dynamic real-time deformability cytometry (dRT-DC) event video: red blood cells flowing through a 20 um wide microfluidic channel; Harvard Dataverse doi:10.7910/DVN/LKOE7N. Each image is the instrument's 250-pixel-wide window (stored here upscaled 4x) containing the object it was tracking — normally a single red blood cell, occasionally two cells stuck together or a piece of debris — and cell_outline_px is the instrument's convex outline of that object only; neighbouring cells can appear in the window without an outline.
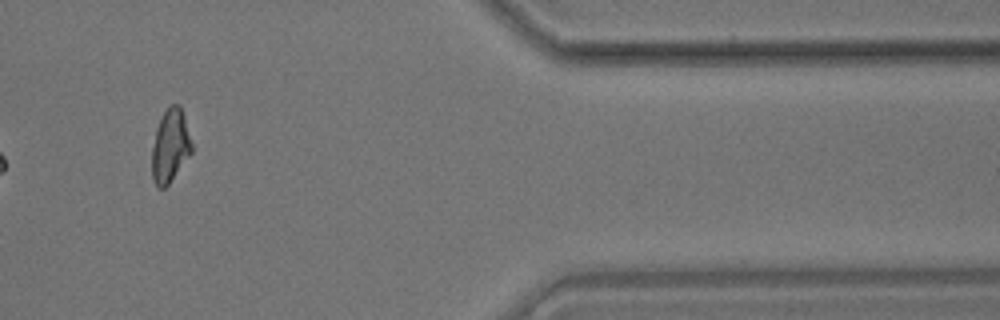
{"species": "common noctule bat (a hibernating species)", "species_latin": "Nyctalus noctula", "temperature_condition": "room temperature", "stored_images_in_passage": 16, "camera_frame_rate_fps": 3000, "um_per_image_px": 0.085, "animal": {"sex": "male", "body_mass_g": 17.9}, "frame": {"image": 1, "passage_image": 14, "time_ms": 4.333, "image_size_px": [1000, 320], "cell_outline_px": [[192, 152], [168, 184], [164, 188], [156, 188], [152, 180], [152, 148], [156, 128], [160, 116], [172, 104], [180, 104], [184, 116], [192, 144]], "centroid_in_image_um": [14.45, 12.4], "position_along_channel_um": 397.0, "area_um2": 16.94}}